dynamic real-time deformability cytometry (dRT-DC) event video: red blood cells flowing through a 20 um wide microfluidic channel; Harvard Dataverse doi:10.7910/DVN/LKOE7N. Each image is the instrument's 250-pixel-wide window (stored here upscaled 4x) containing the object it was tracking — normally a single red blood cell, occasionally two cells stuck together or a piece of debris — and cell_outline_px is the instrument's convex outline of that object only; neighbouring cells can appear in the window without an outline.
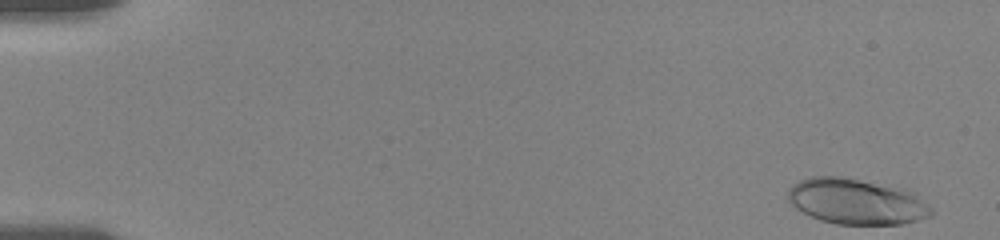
{"species": "human", "species_latin": "Homo sapiens", "temperature_condition": "room temperature", "stored_images_in_passage": 55, "camera_frame_rate_fps": 3000, "um_per_image_px": 0.085, "donor": {"sex": "female"}, "frame": {"image": 1, "passage_image": 1, "time_ms": 0.0, "image_size_px": [1000, 240], "cell_outline_px": [[932, 216], [900, 224], [836, 224], [820, 220], [796, 208], [788, 200], [788, 192], [792, 184], [800, 180], [812, 176], [844, 176], [904, 188], [912, 192], [932, 208]], "centroid_in_image_um": [72.79, 17.11], "position_along_channel_um": 12.2, "area_um2": 38.15}}
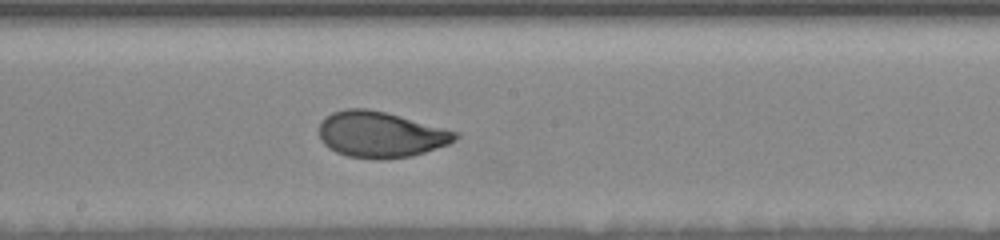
{"frame": {"image": 2, "passage_image": 30, "time_ms": 9.667, "image_size_px": [1000, 240], "cell_outline_px": [[460, 136], [456, 140], [448, 144], [412, 156], [380, 160], [348, 156], [336, 152], [328, 148], [320, 140], [320, 120], [324, 116], [332, 112], [344, 108], [368, 108], [384, 112], [460, 132]], "centroid_in_image_um": [32.33, 11.43], "position_along_channel_um": 215.9, "area_um2": 36.65}}
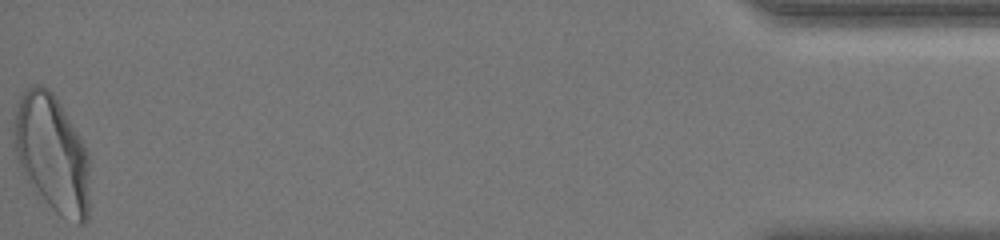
{"frame": {"image": 3, "passage_image": 55, "time_ms": 18.0, "image_size_px": [1000, 240], "cell_outline_px": [[88, 216], [84, 224], [76, 224], [60, 216], [48, 204], [28, 180], [16, 156], [12, 144], [16, 112], [20, 96], [24, 88], [32, 84], [40, 84], [48, 88], [56, 96], [84, 144], [88, 152]], "centroid_in_image_um": [4.41, 13.01], "position_along_channel_um": 430.8, "area_um2": 51.56}, "authors_computed_cell_mechanics": {"area_um2": 36.6452, "velocity_mm_per_s": 3.5918, "shape_relaxation_time_tau1_ms": 3.2925, "shape_relaxation_time_tau2_ms": null, "deformation_change_tau1": 0.1681, "deformation_change_tau2": null}}